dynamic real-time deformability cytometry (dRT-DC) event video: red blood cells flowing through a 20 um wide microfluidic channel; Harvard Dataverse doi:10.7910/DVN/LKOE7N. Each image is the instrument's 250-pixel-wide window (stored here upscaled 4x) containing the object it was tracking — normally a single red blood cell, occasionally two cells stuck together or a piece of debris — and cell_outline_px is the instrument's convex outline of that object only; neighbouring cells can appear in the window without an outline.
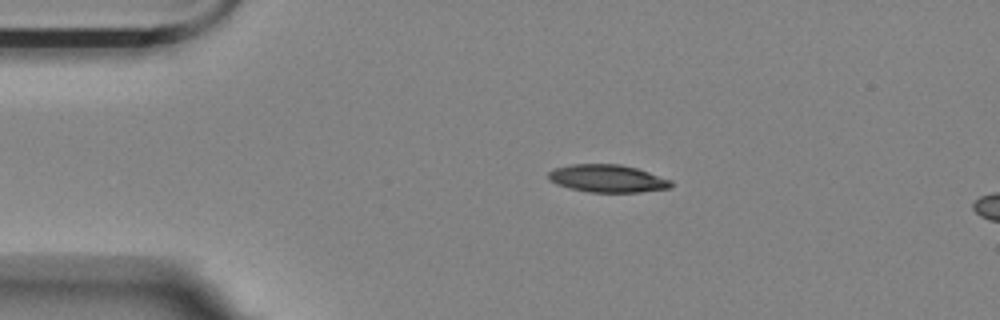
{"species": "Egyptian fruit bat (a non-hibernating species)", "species_latin": "Rousettus aegyptiacus", "temperature_condition": "room temperature", "stored_images_in_passage": 5, "camera_frame_rate_fps": 3000, "um_per_image_px": 0.085, "animal": {"sex": "female"}, "frame": {"image": 1, "passage_image": 5, "time_ms": 1.333, "image_size_px": [1000, 320], "cell_outline_px": [[672, 184], [668, 188], [640, 192], [588, 192], [568, 188], [556, 184], [548, 180], [548, 172], [552, 168], [572, 164], [620, 164], [636, 168], [672, 180]], "centroid_in_image_um": [51.57, 15.17], "position_along_channel_um": 33.4, "area_um2": 19.83}}